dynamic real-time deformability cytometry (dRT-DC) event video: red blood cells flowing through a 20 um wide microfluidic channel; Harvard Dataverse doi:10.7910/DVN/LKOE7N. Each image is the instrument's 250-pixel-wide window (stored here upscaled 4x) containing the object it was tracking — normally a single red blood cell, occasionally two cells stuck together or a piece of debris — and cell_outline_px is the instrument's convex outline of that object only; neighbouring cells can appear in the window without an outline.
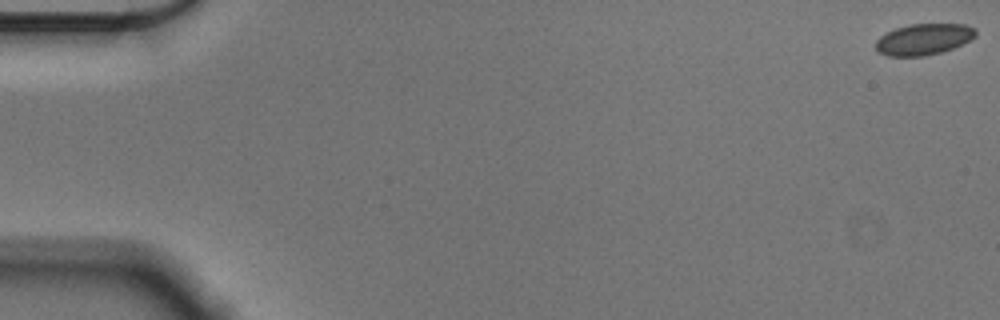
{"species": "Egyptian fruit bat (a non-hibernating species)", "species_latin": "Rousettus aegyptiacus", "temperature_condition": "cold", "stored_images_in_passage": 57, "camera_frame_rate_fps": 3000, "um_per_image_px": 0.085, "animal": {"sex": "male"}, "frame": {"image": 1, "passage_image": 1, "time_ms": 0.0, "image_size_px": [1000, 320], "cell_outline_px": [[976, 36], [952, 48], [940, 52], [924, 56], [888, 56], [876, 52], [876, 40], [880, 36], [896, 28], [912, 24], [968, 24], [976, 28]], "centroid_in_image_um": [78.5, 3.33], "position_along_channel_um": 6.5, "area_um2": 18.09}}
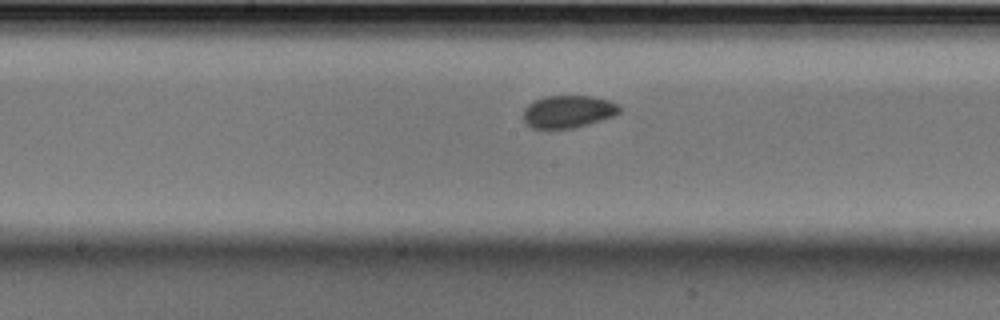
{"frame": {"image": 2, "passage_image": 30, "time_ms": 9.667, "image_size_px": [1000, 320], "cell_outline_px": [[620, 112], [612, 116], [588, 124], [572, 128], [532, 128], [524, 120], [524, 108], [532, 100], [544, 96], [592, 96], [608, 100], [620, 104]], "centroid_in_image_um": [48.28, 9.46], "position_along_channel_um": 199.9, "area_um2": 18.15}}
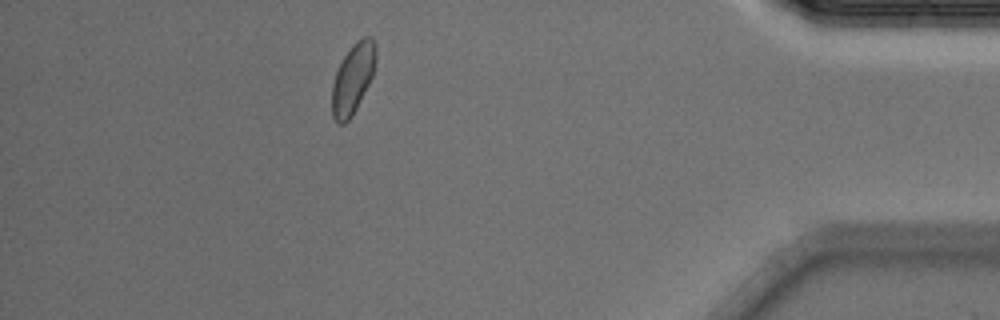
{"frame": {"image": 3, "passage_image": 51, "time_ms": 16.667, "image_size_px": [1000, 320], "cell_outline_px": [[376, 60], [372, 76], [356, 108], [348, 120], [344, 124], [336, 124], [332, 116], [332, 84], [336, 72], [344, 56], [356, 40], [364, 36], [372, 36], [376, 44]], "centroid_in_image_um": [29.99, 6.66], "position_along_channel_um": 405.2, "area_um2": 17.8}, "authors_computed_cell_mechanics": {"area_um2": 18.2648, "velocity_mm_per_s": 3.5594, "shape_relaxation_time_tau1_ms": null, "shape_relaxation_time_tau2_ms": 1.6145, "deformation_change_tau1": null, "deformation_change_tau2": 0.0458}}